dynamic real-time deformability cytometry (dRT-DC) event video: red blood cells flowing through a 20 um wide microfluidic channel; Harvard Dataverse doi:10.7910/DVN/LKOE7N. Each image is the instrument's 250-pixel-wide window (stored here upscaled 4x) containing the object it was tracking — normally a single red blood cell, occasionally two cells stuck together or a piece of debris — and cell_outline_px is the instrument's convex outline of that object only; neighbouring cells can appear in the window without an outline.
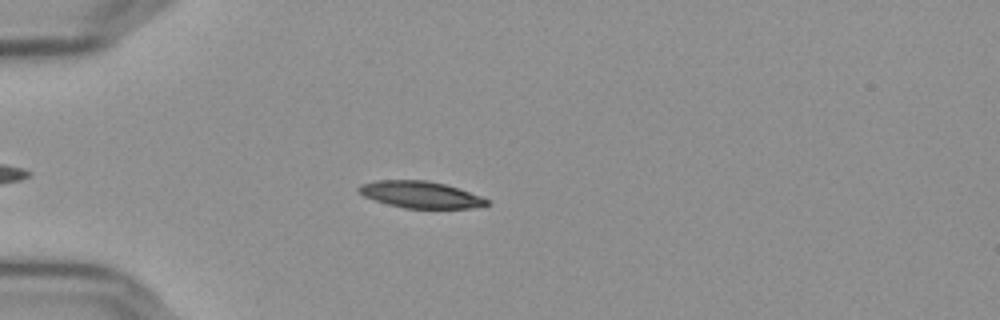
{"species": "Egyptian fruit bat (a non-hibernating species)", "species_latin": "Rousettus aegyptiacus", "temperature_condition": "cold", "stored_images_in_passage": 49, "camera_frame_rate_fps": 3000, "um_per_image_px": 0.085, "frame": {"image": 1, "passage_image": 9, "time_ms": 2.667, "image_size_px": [1000, 320], "cell_outline_px": [[488, 204], [468, 208], [404, 208], [388, 204], [364, 196], [356, 192], [356, 188], [360, 184], [376, 180], [428, 180], [444, 184], [480, 196], [488, 200]], "centroid_in_image_um": [35.65, 16.53], "position_along_channel_um": 49.4, "area_um2": 19.71}}
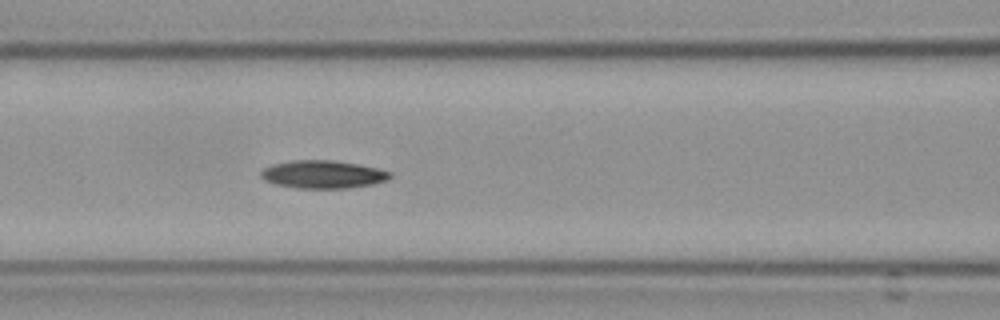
{"frame": {"image": 2, "passage_image": 18, "time_ms": 5.667, "image_size_px": [1000, 320], "cell_outline_px": [[392, 176], [388, 180], [372, 184], [348, 188], [296, 188], [276, 184], [264, 180], [260, 176], [260, 172], [264, 168], [272, 164], [292, 160], [332, 160], [356, 164], [376, 168], [392, 172]], "centroid_in_image_um": [27.44, 14.82], "position_along_channel_um": 139.2, "area_um2": 20.98}}
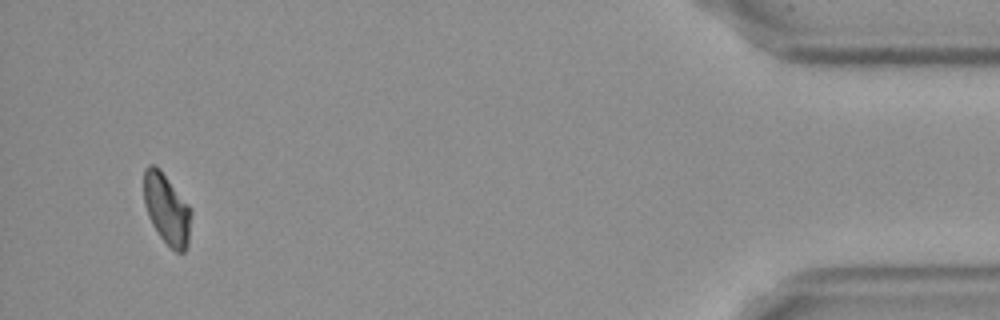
{"frame": {"image": 3, "passage_image": 47, "time_ms": 15.333, "image_size_px": [1000, 320], "cell_outline_px": [[192, 212], [188, 244], [184, 252], [176, 252], [160, 236], [152, 224], [148, 216], [144, 204], [144, 168], [148, 164], [156, 164], [160, 168], [188, 204]], "centroid_in_image_um": [14.17, 17.73], "position_along_channel_um": 421.0, "area_um2": 19.54}, "authors_computed_cell_mechanics": {"area_um2": 20.4612, "velocity_mm_per_s": 3.6296, "shape_relaxation_time_tau1_ms": 6.9897, "shape_relaxation_time_tau2_ms": 10.9694, "deformation_change_tau1": 0.1265, "deformation_change_tau2": 0.1746}}